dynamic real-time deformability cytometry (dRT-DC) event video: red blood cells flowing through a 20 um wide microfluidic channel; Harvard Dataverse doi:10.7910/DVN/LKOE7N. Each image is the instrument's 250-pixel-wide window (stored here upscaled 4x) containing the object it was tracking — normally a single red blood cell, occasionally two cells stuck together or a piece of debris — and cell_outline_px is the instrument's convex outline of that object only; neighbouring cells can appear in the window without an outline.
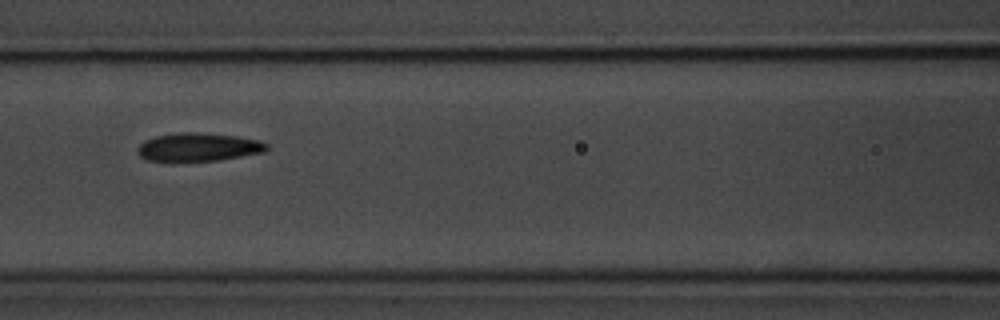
{"species": "common noctule bat (a hibernating species)", "species_latin": "Nyctalus noctula", "temperature_condition": "room temperature", "stored_images_in_passage": 6, "camera_frame_rate_fps": 3000, "um_per_image_px": 0.085, "animal": {"sex": "male", "body_mass_g": 20.1, "forearm_length_mm": 53.5}, "frame": {"image": 1, "passage_image": 3, "time_ms": 0.667, "image_size_px": [1000, 320], "cell_outline_px": [[268, 148], [264, 152], [220, 160], [172, 164], [148, 160], [140, 156], [136, 152], [136, 148], [144, 140], [156, 136], [180, 132], [196, 132], [236, 136], [260, 140], [268, 144]], "centroid_in_image_um": [16.8, 12.54], "position_along_channel_um": 149.8, "area_um2": 22.14}}
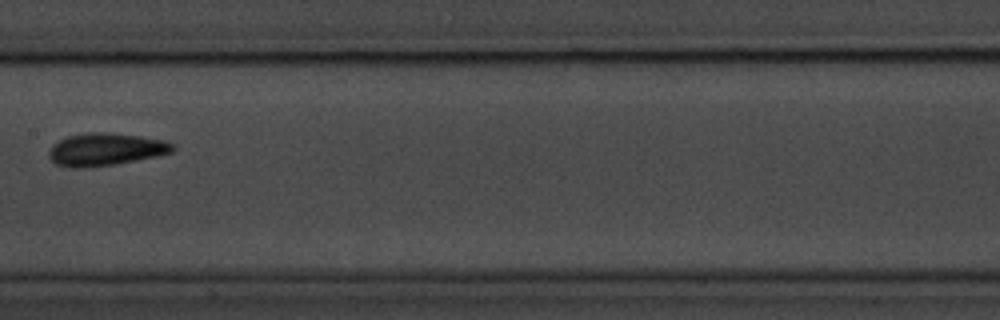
{"frame": {"image": 2, "passage_image": 4, "time_ms": 1.0, "image_size_px": [1000, 320], "cell_outline_px": [[176, 148], [172, 152], [156, 156], [112, 164], [84, 168], [68, 168], [56, 164], [48, 156], [48, 152], [52, 144], [68, 136], [88, 132], [104, 132], [140, 136], [164, 140], [172, 144]], "centroid_in_image_um": [8.93, 12.7], "position_along_channel_um": 198.5, "area_um2": 23.35}}